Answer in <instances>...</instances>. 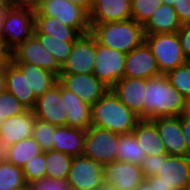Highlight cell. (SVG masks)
<instances>
[{"instance_id": "27", "label": "cell", "mask_w": 190, "mask_h": 190, "mask_svg": "<svg viewBox=\"0 0 190 190\" xmlns=\"http://www.w3.org/2000/svg\"><path fill=\"white\" fill-rule=\"evenodd\" d=\"M34 27V34H47L67 42H75L82 35L76 28L45 15H34Z\"/></svg>"}, {"instance_id": "31", "label": "cell", "mask_w": 190, "mask_h": 190, "mask_svg": "<svg viewBox=\"0 0 190 190\" xmlns=\"http://www.w3.org/2000/svg\"><path fill=\"white\" fill-rule=\"evenodd\" d=\"M27 186L23 169L0 158V190H19Z\"/></svg>"}, {"instance_id": "44", "label": "cell", "mask_w": 190, "mask_h": 190, "mask_svg": "<svg viewBox=\"0 0 190 190\" xmlns=\"http://www.w3.org/2000/svg\"><path fill=\"white\" fill-rule=\"evenodd\" d=\"M6 90V59L0 64V93Z\"/></svg>"}, {"instance_id": "25", "label": "cell", "mask_w": 190, "mask_h": 190, "mask_svg": "<svg viewBox=\"0 0 190 190\" xmlns=\"http://www.w3.org/2000/svg\"><path fill=\"white\" fill-rule=\"evenodd\" d=\"M182 27L173 6L161 4L143 26L145 34L175 33Z\"/></svg>"}, {"instance_id": "12", "label": "cell", "mask_w": 190, "mask_h": 190, "mask_svg": "<svg viewBox=\"0 0 190 190\" xmlns=\"http://www.w3.org/2000/svg\"><path fill=\"white\" fill-rule=\"evenodd\" d=\"M96 57V40L90 34L81 35L75 42L61 74H93Z\"/></svg>"}, {"instance_id": "5", "label": "cell", "mask_w": 190, "mask_h": 190, "mask_svg": "<svg viewBox=\"0 0 190 190\" xmlns=\"http://www.w3.org/2000/svg\"><path fill=\"white\" fill-rule=\"evenodd\" d=\"M34 11L8 7L3 19L0 47L9 54L34 35Z\"/></svg>"}, {"instance_id": "30", "label": "cell", "mask_w": 190, "mask_h": 190, "mask_svg": "<svg viewBox=\"0 0 190 190\" xmlns=\"http://www.w3.org/2000/svg\"><path fill=\"white\" fill-rule=\"evenodd\" d=\"M117 161L130 162L135 165H140L141 161L146 157L133 135V133L120 134L119 143L116 149Z\"/></svg>"}, {"instance_id": "40", "label": "cell", "mask_w": 190, "mask_h": 190, "mask_svg": "<svg viewBox=\"0 0 190 190\" xmlns=\"http://www.w3.org/2000/svg\"><path fill=\"white\" fill-rule=\"evenodd\" d=\"M184 57L190 60V23L183 24L177 31Z\"/></svg>"}, {"instance_id": "54", "label": "cell", "mask_w": 190, "mask_h": 190, "mask_svg": "<svg viewBox=\"0 0 190 190\" xmlns=\"http://www.w3.org/2000/svg\"><path fill=\"white\" fill-rule=\"evenodd\" d=\"M89 1H90L91 5H92L97 0H89Z\"/></svg>"}, {"instance_id": "17", "label": "cell", "mask_w": 190, "mask_h": 190, "mask_svg": "<svg viewBox=\"0 0 190 190\" xmlns=\"http://www.w3.org/2000/svg\"><path fill=\"white\" fill-rule=\"evenodd\" d=\"M164 144L167 155L187 156V147L178 117H158L151 120Z\"/></svg>"}, {"instance_id": "35", "label": "cell", "mask_w": 190, "mask_h": 190, "mask_svg": "<svg viewBox=\"0 0 190 190\" xmlns=\"http://www.w3.org/2000/svg\"><path fill=\"white\" fill-rule=\"evenodd\" d=\"M166 76L171 85L176 88L184 97L190 95V63L169 71Z\"/></svg>"}, {"instance_id": "50", "label": "cell", "mask_w": 190, "mask_h": 190, "mask_svg": "<svg viewBox=\"0 0 190 190\" xmlns=\"http://www.w3.org/2000/svg\"><path fill=\"white\" fill-rule=\"evenodd\" d=\"M175 0H162L163 4L169 5V6H173L174 5Z\"/></svg>"}, {"instance_id": "39", "label": "cell", "mask_w": 190, "mask_h": 190, "mask_svg": "<svg viewBox=\"0 0 190 190\" xmlns=\"http://www.w3.org/2000/svg\"><path fill=\"white\" fill-rule=\"evenodd\" d=\"M139 166L145 179L157 176L161 167V155H148L141 161Z\"/></svg>"}, {"instance_id": "48", "label": "cell", "mask_w": 190, "mask_h": 190, "mask_svg": "<svg viewBox=\"0 0 190 190\" xmlns=\"http://www.w3.org/2000/svg\"><path fill=\"white\" fill-rule=\"evenodd\" d=\"M133 190H153L150 185L144 181L142 184H140L137 188L133 189Z\"/></svg>"}, {"instance_id": "42", "label": "cell", "mask_w": 190, "mask_h": 190, "mask_svg": "<svg viewBox=\"0 0 190 190\" xmlns=\"http://www.w3.org/2000/svg\"><path fill=\"white\" fill-rule=\"evenodd\" d=\"M43 0H7L9 7L28 9L36 12Z\"/></svg>"}, {"instance_id": "21", "label": "cell", "mask_w": 190, "mask_h": 190, "mask_svg": "<svg viewBox=\"0 0 190 190\" xmlns=\"http://www.w3.org/2000/svg\"><path fill=\"white\" fill-rule=\"evenodd\" d=\"M61 98L67 110L66 125L72 128L87 130L92 126L91 106L82 101L76 94L61 86Z\"/></svg>"}, {"instance_id": "11", "label": "cell", "mask_w": 190, "mask_h": 190, "mask_svg": "<svg viewBox=\"0 0 190 190\" xmlns=\"http://www.w3.org/2000/svg\"><path fill=\"white\" fill-rule=\"evenodd\" d=\"M8 58L12 63H30L57 76L61 74L62 66L34 35L12 50Z\"/></svg>"}, {"instance_id": "41", "label": "cell", "mask_w": 190, "mask_h": 190, "mask_svg": "<svg viewBox=\"0 0 190 190\" xmlns=\"http://www.w3.org/2000/svg\"><path fill=\"white\" fill-rule=\"evenodd\" d=\"M173 7L182 25L190 23V0H175Z\"/></svg>"}, {"instance_id": "43", "label": "cell", "mask_w": 190, "mask_h": 190, "mask_svg": "<svg viewBox=\"0 0 190 190\" xmlns=\"http://www.w3.org/2000/svg\"><path fill=\"white\" fill-rule=\"evenodd\" d=\"M179 119L187 147V157L190 158V116H187L186 114L183 113L179 116Z\"/></svg>"}, {"instance_id": "18", "label": "cell", "mask_w": 190, "mask_h": 190, "mask_svg": "<svg viewBox=\"0 0 190 190\" xmlns=\"http://www.w3.org/2000/svg\"><path fill=\"white\" fill-rule=\"evenodd\" d=\"M147 79L124 77L111 90L131 111L143 119Z\"/></svg>"}, {"instance_id": "9", "label": "cell", "mask_w": 190, "mask_h": 190, "mask_svg": "<svg viewBox=\"0 0 190 190\" xmlns=\"http://www.w3.org/2000/svg\"><path fill=\"white\" fill-rule=\"evenodd\" d=\"M67 182L72 190H103L104 166L84 155L73 157Z\"/></svg>"}, {"instance_id": "51", "label": "cell", "mask_w": 190, "mask_h": 190, "mask_svg": "<svg viewBox=\"0 0 190 190\" xmlns=\"http://www.w3.org/2000/svg\"><path fill=\"white\" fill-rule=\"evenodd\" d=\"M5 119L4 118H0V129H1V126L3 125Z\"/></svg>"}, {"instance_id": "6", "label": "cell", "mask_w": 190, "mask_h": 190, "mask_svg": "<svg viewBox=\"0 0 190 190\" xmlns=\"http://www.w3.org/2000/svg\"><path fill=\"white\" fill-rule=\"evenodd\" d=\"M145 43L155 57L161 74L166 75L188 62L184 57L177 32L145 34Z\"/></svg>"}, {"instance_id": "53", "label": "cell", "mask_w": 190, "mask_h": 190, "mask_svg": "<svg viewBox=\"0 0 190 190\" xmlns=\"http://www.w3.org/2000/svg\"><path fill=\"white\" fill-rule=\"evenodd\" d=\"M7 2V0H0L1 4H5Z\"/></svg>"}, {"instance_id": "26", "label": "cell", "mask_w": 190, "mask_h": 190, "mask_svg": "<svg viewBox=\"0 0 190 190\" xmlns=\"http://www.w3.org/2000/svg\"><path fill=\"white\" fill-rule=\"evenodd\" d=\"M139 147L145 151L146 156L167 154L156 126L151 120L141 119L132 131Z\"/></svg>"}, {"instance_id": "46", "label": "cell", "mask_w": 190, "mask_h": 190, "mask_svg": "<svg viewBox=\"0 0 190 190\" xmlns=\"http://www.w3.org/2000/svg\"><path fill=\"white\" fill-rule=\"evenodd\" d=\"M9 7L7 3L0 5V35H1V27L3 23V19L6 13V9Z\"/></svg>"}, {"instance_id": "28", "label": "cell", "mask_w": 190, "mask_h": 190, "mask_svg": "<svg viewBox=\"0 0 190 190\" xmlns=\"http://www.w3.org/2000/svg\"><path fill=\"white\" fill-rule=\"evenodd\" d=\"M42 152L38 142L31 136L3 149L2 157L13 165L23 168L28 160Z\"/></svg>"}, {"instance_id": "34", "label": "cell", "mask_w": 190, "mask_h": 190, "mask_svg": "<svg viewBox=\"0 0 190 190\" xmlns=\"http://www.w3.org/2000/svg\"><path fill=\"white\" fill-rule=\"evenodd\" d=\"M161 4L162 0H131L132 19L144 26Z\"/></svg>"}, {"instance_id": "24", "label": "cell", "mask_w": 190, "mask_h": 190, "mask_svg": "<svg viewBox=\"0 0 190 190\" xmlns=\"http://www.w3.org/2000/svg\"><path fill=\"white\" fill-rule=\"evenodd\" d=\"M27 77L29 90L38 98L58 83L54 73L30 63H13Z\"/></svg>"}, {"instance_id": "10", "label": "cell", "mask_w": 190, "mask_h": 190, "mask_svg": "<svg viewBox=\"0 0 190 190\" xmlns=\"http://www.w3.org/2000/svg\"><path fill=\"white\" fill-rule=\"evenodd\" d=\"M126 54L96 41V57L94 75L106 87L111 89L119 80L124 78Z\"/></svg>"}, {"instance_id": "37", "label": "cell", "mask_w": 190, "mask_h": 190, "mask_svg": "<svg viewBox=\"0 0 190 190\" xmlns=\"http://www.w3.org/2000/svg\"><path fill=\"white\" fill-rule=\"evenodd\" d=\"M26 110L27 108L7 90L0 93V118L7 119Z\"/></svg>"}, {"instance_id": "29", "label": "cell", "mask_w": 190, "mask_h": 190, "mask_svg": "<svg viewBox=\"0 0 190 190\" xmlns=\"http://www.w3.org/2000/svg\"><path fill=\"white\" fill-rule=\"evenodd\" d=\"M45 159L47 178H68L73 156L52 149L50 151L45 152Z\"/></svg>"}, {"instance_id": "32", "label": "cell", "mask_w": 190, "mask_h": 190, "mask_svg": "<svg viewBox=\"0 0 190 190\" xmlns=\"http://www.w3.org/2000/svg\"><path fill=\"white\" fill-rule=\"evenodd\" d=\"M34 36L57 59L58 63L63 66L72 52L74 42H67L65 39L54 38L47 34H34Z\"/></svg>"}, {"instance_id": "22", "label": "cell", "mask_w": 190, "mask_h": 190, "mask_svg": "<svg viewBox=\"0 0 190 190\" xmlns=\"http://www.w3.org/2000/svg\"><path fill=\"white\" fill-rule=\"evenodd\" d=\"M6 90L15 96L27 109L33 110L37 98L29 90L27 77L6 58Z\"/></svg>"}, {"instance_id": "7", "label": "cell", "mask_w": 190, "mask_h": 190, "mask_svg": "<svg viewBox=\"0 0 190 190\" xmlns=\"http://www.w3.org/2000/svg\"><path fill=\"white\" fill-rule=\"evenodd\" d=\"M118 133L91 126L86 130L83 155L105 166L117 161Z\"/></svg>"}, {"instance_id": "16", "label": "cell", "mask_w": 190, "mask_h": 190, "mask_svg": "<svg viewBox=\"0 0 190 190\" xmlns=\"http://www.w3.org/2000/svg\"><path fill=\"white\" fill-rule=\"evenodd\" d=\"M158 75L156 59L145 42L126 54L124 77L148 79Z\"/></svg>"}, {"instance_id": "3", "label": "cell", "mask_w": 190, "mask_h": 190, "mask_svg": "<svg viewBox=\"0 0 190 190\" xmlns=\"http://www.w3.org/2000/svg\"><path fill=\"white\" fill-rule=\"evenodd\" d=\"M98 44L128 54L145 42L144 28L134 19L90 25Z\"/></svg>"}, {"instance_id": "23", "label": "cell", "mask_w": 190, "mask_h": 190, "mask_svg": "<svg viewBox=\"0 0 190 190\" xmlns=\"http://www.w3.org/2000/svg\"><path fill=\"white\" fill-rule=\"evenodd\" d=\"M86 131L79 128L57 126L53 139V150L64 152L73 157L83 155Z\"/></svg>"}, {"instance_id": "1", "label": "cell", "mask_w": 190, "mask_h": 190, "mask_svg": "<svg viewBox=\"0 0 190 190\" xmlns=\"http://www.w3.org/2000/svg\"><path fill=\"white\" fill-rule=\"evenodd\" d=\"M143 119L178 117L184 113L185 97L174 88L164 74L148 78Z\"/></svg>"}, {"instance_id": "33", "label": "cell", "mask_w": 190, "mask_h": 190, "mask_svg": "<svg viewBox=\"0 0 190 190\" xmlns=\"http://www.w3.org/2000/svg\"><path fill=\"white\" fill-rule=\"evenodd\" d=\"M57 126L35 119L32 128V137L38 142L43 152L50 151L54 146L55 129Z\"/></svg>"}, {"instance_id": "13", "label": "cell", "mask_w": 190, "mask_h": 190, "mask_svg": "<svg viewBox=\"0 0 190 190\" xmlns=\"http://www.w3.org/2000/svg\"><path fill=\"white\" fill-rule=\"evenodd\" d=\"M58 83L90 106L109 90L94 74H60Z\"/></svg>"}, {"instance_id": "52", "label": "cell", "mask_w": 190, "mask_h": 190, "mask_svg": "<svg viewBox=\"0 0 190 190\" xmlns=\"http://www.w3.org/2000/svg\"><path fill=\"white\" fill-rule=\"evenodd\" d=\"M19 190H30V187H29V185H27L26 187L19 189Z\"/></svg>"}, {"instance_id": "47", "label": "cell", "mask_w": 190, "mask_h": 190, "mask_svg": "<svg viewBox=\"0 0 190 190\" xmlns=\"http://www.w3.org/2000/svg\"><path fill=\"white\" fill-rule=\"evenodd\" d=\"M184 114L190 116V95L185 97Z\"/></svg>"}, {"instance_id": "55", "label": "cell", "mask_w": 190, "mask_h": 190, "mask_svg": "<svg viewBox=\"0 0 190 190\" xmlns=\"http://www.w3.org/2000/svg\"><path fill=\"white\" fill-rule=\"evenodd\" d=\"M2 157V149L0 148V158Z\"/></svg>"}, {"instance_id": "4", "label": "cell", "mask_w": 190, "mask_h": 190, "mask_svg": "<svg viewBox=\"0 0 190 190\" xmlns=\"http://www.w3.org/2000/svg\"><path fill=\"white\" fill-rule=\"evenodd\" d=\"M153 190H187L190 184V158L161 154L157 176L145 179Z\"/></svg>"}, {"instance_id": "20", "label": "cell", "mask_w": 190, "mask_h": 190, "mask_svg": "<svg viewBox=\"0 0 190 190\" xmlns=\"http://www.w3.org/2000/svg\"><path fill=\"white\" fill-rule=\"evenodd\" d=\"M132 19L131 0H97L89 12L90 25Z\"/></svg>"}, {"instance_id": "8", "label": "cell", "mask_w": 190, "mask_h": 190, "mask_svg": "<svg viewBox=\"0 0 190 190\" xmlns=\"http://www.w3.org/2000/svg\"><path fill=\"white\" fill-rule=\"evenodd\" d=\"M34 15L57 18L65 25L76 28L82 35L90 33L89 13L70 0H43Z\"/></svg>"}, {"instance_id": "2", "label": "cell", "mask_w": 190, "mask_h": 190, "mask_svg": "<svg viewBox=\"0 0 190 190\" xmlns=\"http://www.w3.org/2000/svg\"><path fill=\"white\" fill-rule=\"evenodd\" d=\"M140 120L111 89L91 106L92 126L114 133H131Z\"/></svg>"}, {"instance_id": "36", "label": "cell", "mask_w": 190, "mask_h": 190, "mask_svg": "<svg viewBox=\"0 0 190 190\" xmlns=\"http://www.w3.org/2000/svg\"><path fill=\"white\" fill-rule=\"evenodd\" d=\"M22 169L27 185L46 178L45 152L28 160Z\"/></svg>"}, {"instance_id": "38", "label": "cell", "mask_w": 190, "mask_h": 190, "mask_svg": "<svg viewBox=\"0 0 190 190\" xmlns=\"http://www.w3.org/2000/svg\"><path fill=\"white\" fill-rule=\"evenodd\" d=\"M30 190H72L67 179L43 178L29 184Z\"/></svg>"}, {"instance_id": "19", "label": "cell", "mask_w": 190, "mask_h": 190, "mask_svg": "<svg viewBox=\"0 0 190 190\" xmlns=\"http://www.w3.org/2000/svg\"><path fill=\"white\" fill-rule=\"evenodd\" d=\"M35 119L34 112L30 109L5 119L0 129V148L3 150L20 140L31 137Z\"/></svg>"}, {"instance_id": "49", "label": "cell", "mask_w": 190, "mask_h": 190, "mask_svg": "<svg viewBox=\"0 0 190 190\" xmlns=\"http://www.w3.org/2000/svg\"><path fill=\"white\" fill-rule=\"evenodd\" d=\"M8 57V54L0 47V64Z\"/></svg>"}, {"instance_id": "15", "label": "cell", "mask_w": 190, "mask_h": 190, "mask_svg": "<svg viewBox=\"0 0 190 190\" xmlns=\"http://www.w3.org/2000/svg\"><path fill=\"white\" fill-rule=\"evenodd\" d=\"M35 118L55 126H65L67 110L61 98V85L55 84L39 96L33 109Z\"/></svg>"}, {"instance_id": "14", "label": "cell", "mask_w": 190, "mask_h": 190, "mask_svg": "<svg viewBox=\"0 0 190 190\" xmlns=\"http://www.w3.org/2000/svg\"><path fill=\"white\" fill-rule=\"evenodd\" d=\"M145 181L139 165L114 161L104 166L105 188L112 190H133Z\"/></svg>"}, {"instance_id": "45", "label": "cell", "mask_w": 190, "mask_h": 190, "mask_svg": "<svg viewBox=\"0 0 190 190\" xmlns=\"http://www.w3.org/2000/svg\"><path fill=\"white\" fill-rule=\"evenodd\" d=\"M72 3L83 7L88 13L91 9V3L89 0H70Z\"/></svg>"}]
</instances>
